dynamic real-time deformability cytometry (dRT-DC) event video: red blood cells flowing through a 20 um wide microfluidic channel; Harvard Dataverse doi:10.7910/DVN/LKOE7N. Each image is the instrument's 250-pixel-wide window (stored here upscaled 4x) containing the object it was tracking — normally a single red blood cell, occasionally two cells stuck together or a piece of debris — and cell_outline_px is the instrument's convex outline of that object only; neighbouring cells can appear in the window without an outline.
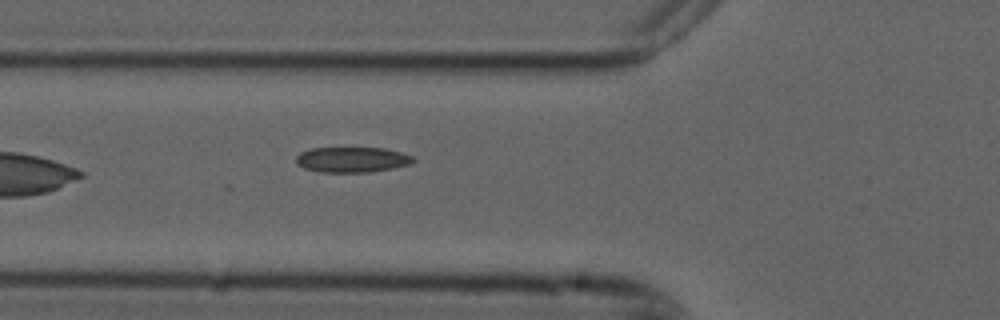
{"species": "common noctule bat (a hibernating species)", "species_latin": "Nyctalus noctula", "temperature_condition": "cold", "stored_images_in_passage": 5, "camera_frame_rate_fps": 3000, "um_per_image_px": 0.085, "animal": {"sex": "male", "forearm_length_mm": 52.5}, "frame": {"image": 1, "passage_image": 5, "time_ms": 1.333, "image_size_px": [1000, 320], "cell_outline_px": [[416, 160], [412, 164], [392, 168], [368, 172], [320, 172], [304, 168], [296, 164], [296, 156], [300, 152], [312, 148], [384, 148], [400, 152], [412, 156]], "centroid_in_image_um": [29.92, 13.57], "position_along_channel_um": 95.9, "area_um2": 17.34}}